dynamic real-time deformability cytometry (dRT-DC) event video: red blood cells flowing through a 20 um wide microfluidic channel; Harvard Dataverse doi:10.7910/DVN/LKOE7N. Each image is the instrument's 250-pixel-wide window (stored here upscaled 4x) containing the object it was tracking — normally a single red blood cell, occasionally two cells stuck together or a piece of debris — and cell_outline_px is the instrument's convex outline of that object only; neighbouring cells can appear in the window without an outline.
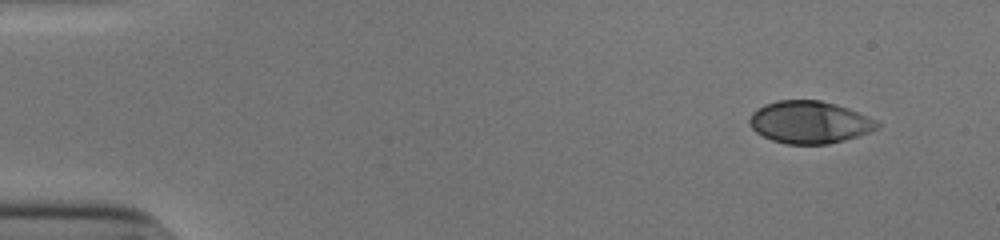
{"species": "human", "species_latin": "Homo sapiens", "temperature_condition": "cold", "stored_images_in_passage": 49, "camera_frame_rate_fps": 3000, "um_per_image_px": 0.085, "donor": {"sex": "male"}, "frame": {"image": 1, "passage_image": 1, "time_ms": 0.0, "image_size_px": [1000, 240], "cell_outline_px": [[880, 128], [844, 140], [828, 144], [784, 144], [772, 140], [756, 132], [748, 124], [748, 120], [752, 112], [756, 108], [764, 104], [776, 100], [820, 100], [836, 104], [848, 108], [876, 120], [880, 124]], "centroid_in_image_um": [68.77, 10.38], "position_along_channel_um": 16.2, "area_um2": 31.62}}
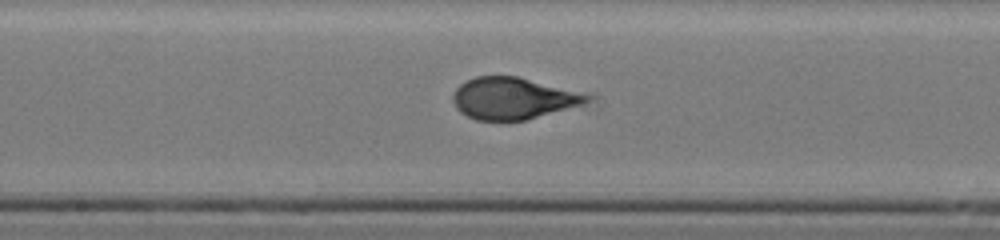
{"frame": {"image": 2, "passage_image": 25, "time_ms": 8.0, "image_size_px": [1000, 240], "cell_outline_px": [[588, 100], [580, 104], [524, 120], [476, 120], [460, 112], [456, 108], [452, 100], [452, 96], [456, 88], [460, 84], [476, 76], [516, 76], [588, 96]], "centroid_in_image_um": [43.44, 8.36], "position_along_channel_um": 204.8, "area_um2": 31.33}}
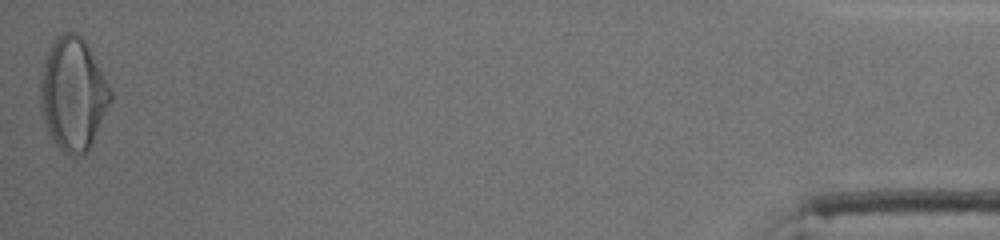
{"frame": {"image": 3, "passage_image": 49, "time_ms": 16.0, "image_size_px": [1000, 240], "cell_outline_px": [[112, 100], [88, 152], [76, 156], [68, 156], [52, 140], [44, 120], [40, 100], [40, 80], [44, 60], [48, 48], [52, 40], [64, 32], [76, 32], [84, 40], [112, 92]], "centroid_in_image_um": [6.19, 8.0], "position_along_channel_um": 429.0, "area_um2": 45.84}, "authors_computed_cell_mechanics": {"area_um2": 32.2524, "velocity_mm_per_s": 3.8967, "shape_relaxation_time_tau1_ms": 5.7913, "shape_relaxation_time_tau2_ms": null, "deformation_change_tau1": 0.2387, "deformation_change_tau2": null}}